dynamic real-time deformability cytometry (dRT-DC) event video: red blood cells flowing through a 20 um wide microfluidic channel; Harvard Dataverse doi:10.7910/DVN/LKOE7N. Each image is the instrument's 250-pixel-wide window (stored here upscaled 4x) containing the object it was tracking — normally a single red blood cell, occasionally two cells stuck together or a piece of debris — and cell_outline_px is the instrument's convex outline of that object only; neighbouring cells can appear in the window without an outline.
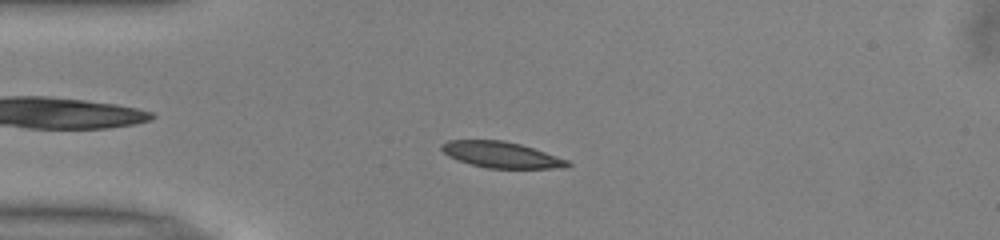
{"species": "common noctule bat (a hibernating species)", "species_latin": "Nyctalus noctula", "temperature_condition": "warm", "stored_images_in_passage": 49, "camera_frame_rate_fps": 3000, "um_per_image_px": 0.085, "animal": {"sex": "male", "body_mass_g": 13.0, "forearm_length_mm": 53.1}, "frame": {"image": 1, "passage_image": 11, "time_ms": 3.333, "image_size_px": [1000, 240], "cell_outline_px": [[572, 164], [564, 168], [488, 168], [456, 160], [448, 156], [440, 148], [440, 144], [448, 140], [504, 140], [520, 144], [568, 160]], "centroid_in_image_um": [42.57, 13.15], "position_along_channel_um": 42.4, "area_um2": 19.02}}
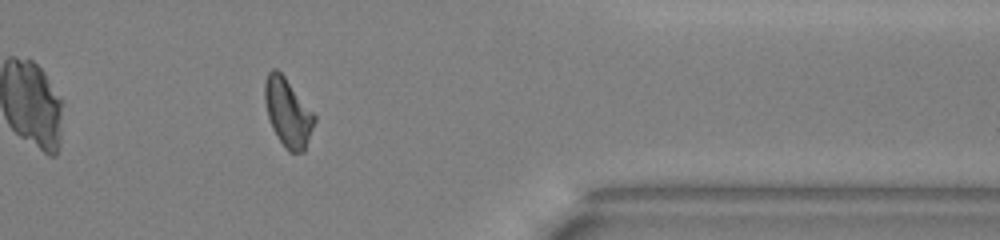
{"frame": {"image": 2, "passage_image": 40, "time_ms": 13.0, "image_size_px": [1000, 240], "cell_outline_px": [[316, 120], [304, 152], [288, 152], [284, 148], [272, 128], [268, 116], [264, 100], [264, 84], [268, 72], [272, 68], [276, 68], [284, 76], [316, 116]], "centroid_in_image_um": [24.46, 9.58], "position_along_channel_um": 386.9, "area_um2": 19.71}}
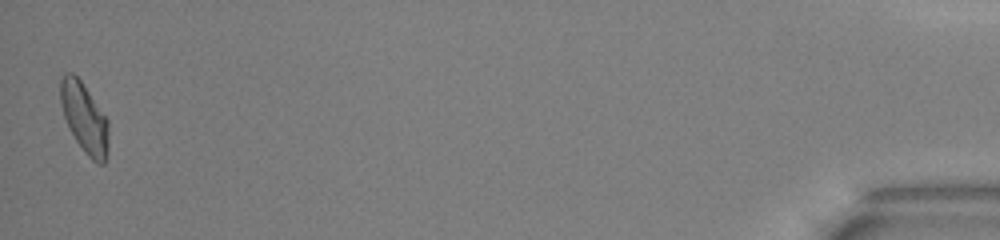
{"frame": {"image": 3, "passage_image": 49, "time_ms": 16.0, "image_size_px": [1000, 240], "cell_outline_px": [[108, 148], [104, 164], [96, 164], [88, 156], [76, 140], [68, 128], [60, 104], [60, 76], [64, 72], [72, 72], [80, 80], [108, 120]], "centroid_in_image_um": [7.15, 10.01], "position_along_channel_um": 428.0, "area_um2": 19.59}, "authors_computed_cell_mechanics": {"area_um2": 19.3052, "velocity_mm_per_s": 3.9981, "shape_relaxation_time_tau1_ms": 4.8019, "shape_relaxation_time_tau2_ms": 2.8055, "deformation_change_tau1": 0.1474, "deformation_change_tau2": 0.0929}}